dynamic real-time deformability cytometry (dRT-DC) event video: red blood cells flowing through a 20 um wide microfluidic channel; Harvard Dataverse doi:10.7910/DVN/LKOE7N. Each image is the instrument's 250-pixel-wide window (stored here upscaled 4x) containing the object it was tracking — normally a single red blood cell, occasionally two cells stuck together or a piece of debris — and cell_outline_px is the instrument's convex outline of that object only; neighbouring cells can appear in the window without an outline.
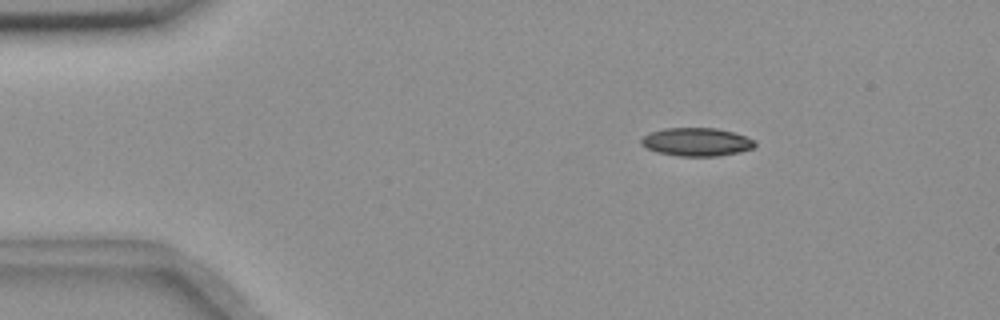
{"species": "common noctule bat (a hibernating species)", "species_latin": "Nyctalus noctula", "temperature_condition": "room temperature", "stored_images_in_passage": 10, "camera_frame_rate_fps": 3000, "um_per_image_px": 0.085, "animal": {"sex": "female", "body_mass_g": 18.4}, "frame": {"image": 1, "passage_image": 2, "time_ms": 1.0, "image_size_px": [1000, 320], "cell_outline_px": [[756, 144], [752, 148], [740, 152], [716, 156], [680, 156], [656, 152], [640, 144], [640, 140], [644, 136], [652, 132], [664, 128], [716, 128], [732, 132], [756, 140]], "centroid_in_image_um": [59.21, 12.07], "position_along_channel_um": 25.8, "area_um2": 18.61}}
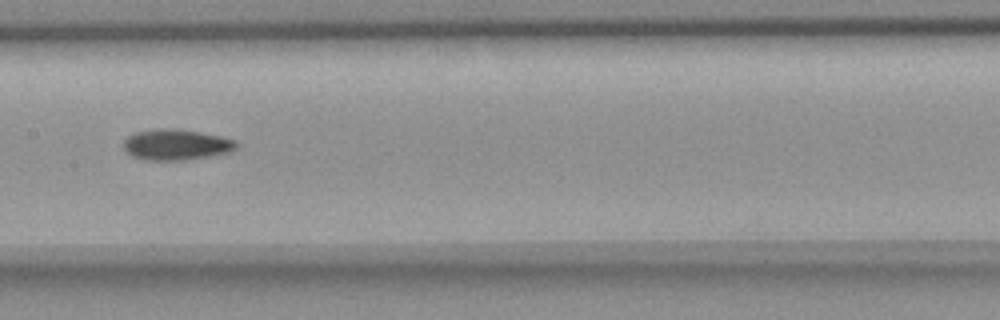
{"frame": {"image": 2, "passage_image": 7, "time_ms": 7.333, "image_size_px": [1000, 320], "cell_outline_px": [[236, 148], [228, 152], [212, 156], [188, 160], [144, 160], [132, 156], [124, 152], [124, 140], [128, 136], [136, 132], [160, 128], [172, 128], [200, 132], [220, 136], [236, 140]], "centroid_in_image_um": [14.95, 12.3], "position_along_channel_um": 192.4, "area_um2": 20.35}}
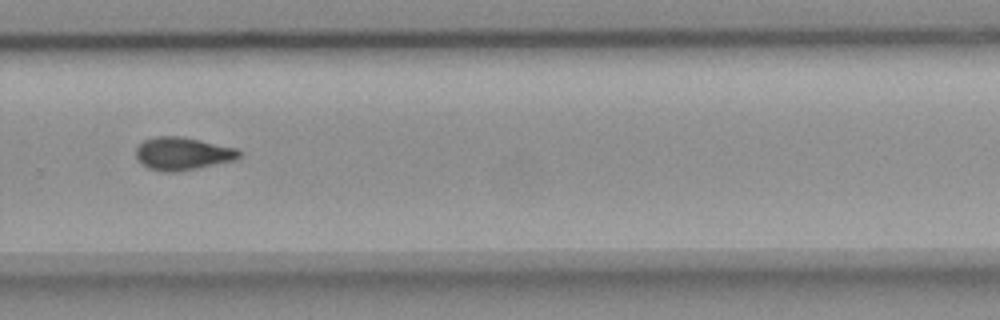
{"frame": {"image": 3, "passage_image": 10, "time_ms": 10.667, "image_size_px": [1000, 320], "cell_outline_px": [[244, 152], [240, 156], [232, 160], [180, 172], [164, 172], [148, 168], [136, 156], [136, 148], [144, 140], [156, 136], [180, 136], [200, 140], [236, 148]], "centroid_in_image_um": [15.52, 13.05], "position_along_channel_um": 314.3, "area_um2": 19.59}}